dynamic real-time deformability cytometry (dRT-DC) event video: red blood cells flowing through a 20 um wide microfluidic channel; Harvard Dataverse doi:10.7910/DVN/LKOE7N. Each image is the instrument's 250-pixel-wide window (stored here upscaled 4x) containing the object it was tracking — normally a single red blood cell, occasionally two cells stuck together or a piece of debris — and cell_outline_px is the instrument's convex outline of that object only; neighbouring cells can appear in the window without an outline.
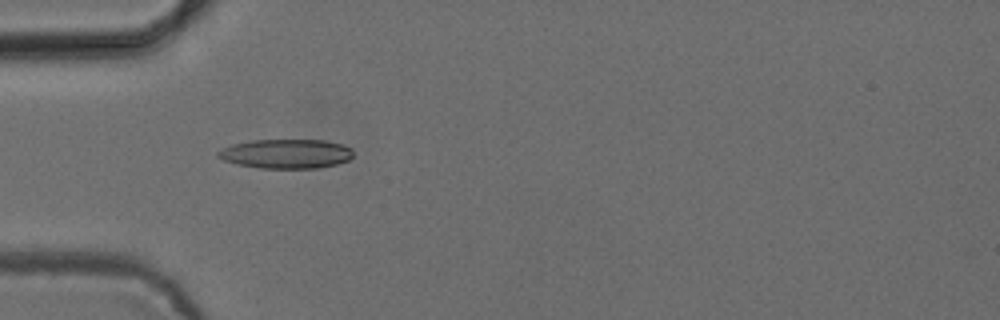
{"species": "common noctule bat (a hibernating species)", "species_latin": "Nyctalus noctula", "temperature_condition": "cold", "stored_images_in_passage": 52, "camera_frame_rate_fps": 3000, "um_per_image_px": 0.085, "animal": {"sex": "female", "body_mass_g": 24.6, "forearm_length_mm": 56.2}, "frame": {"image": 1, "passage_image": 16, "time_ms": 5.0, "image_size_px": [1000, 320], "cell_outline_px": [[352, 156], [348, 160], [336, 164], [320, 168], [260, 168], [240, 164], [224, 160], [216, 156], [216, 152], [232, 144], [252, 140], [324, 140], [344, 144], [352, 148]], "centroid_in_image_um": [24.35, 13.06], "position_along_channel_um": 60.7, "area_um2": 23.06}}
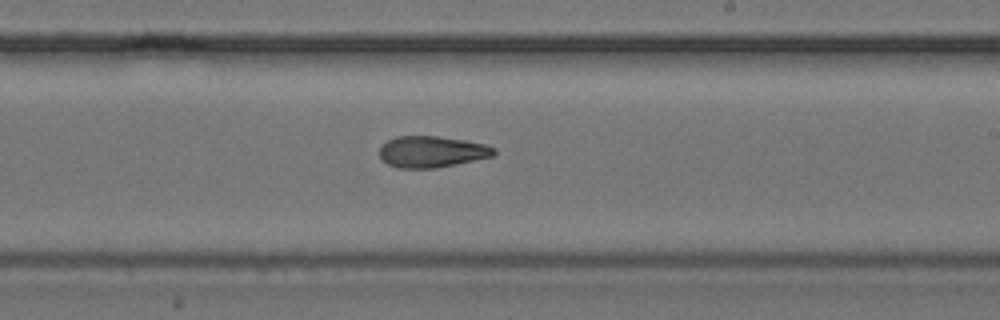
{"frame": {"image": 2, "passage_image": 31, "time_ms": 10.0, "image_size_px": [1000, 320], "cell_outline_px": [[496, 152], [492, 156], [456, 164], [436, 168], [396, 168], [388, 164], [380, 156], [380, 144], [396, 136], [436, 136], [464, 140], [484, 144], [496, 148]], "centroid_in_image_um": [36.67, 12.89], "position_along_channel_um": 252.3, "area_um2": 20.87}}
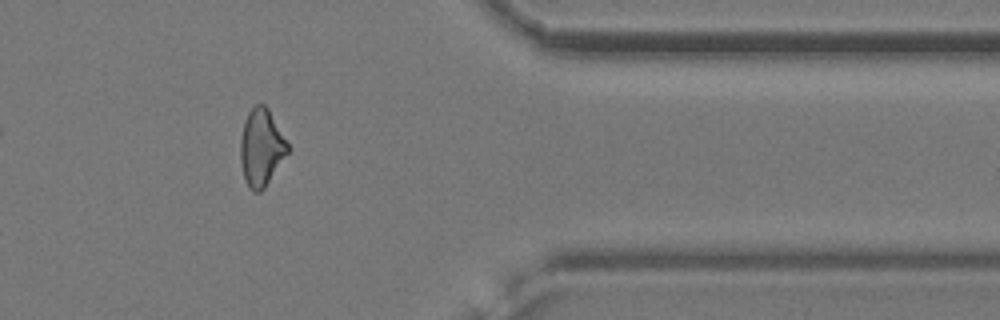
{"frame": {"image": 3, "passage_image": 43, "time_ms": 14.0, "image_size_px": [1000, 320], "cell_outline_px": [[288, 152], [264, 188], [260, 192], [252, 192], [248, 188], [244, 180], [240, 160], [240, 140], [244, 120], [248, 112], [256, 104], [264, 104], [268, 108], [288, 144]], "centroid_in_image_um": [22.17, 12.56], "position_along_channel_um": 389.2, "area_um2": 21.15}, "authors_computed_cell_mechanics": {"area_um2": 21.675, "velocity_mm_per_s": 3.8927, "shape_relaxation_time_tau1_ms": 4.9748, "shape_relaxation_time_tau2_ms": 5.6372, "deformation_change_tau1": 0.1471, "deformation_change_tau2": 0.14}}